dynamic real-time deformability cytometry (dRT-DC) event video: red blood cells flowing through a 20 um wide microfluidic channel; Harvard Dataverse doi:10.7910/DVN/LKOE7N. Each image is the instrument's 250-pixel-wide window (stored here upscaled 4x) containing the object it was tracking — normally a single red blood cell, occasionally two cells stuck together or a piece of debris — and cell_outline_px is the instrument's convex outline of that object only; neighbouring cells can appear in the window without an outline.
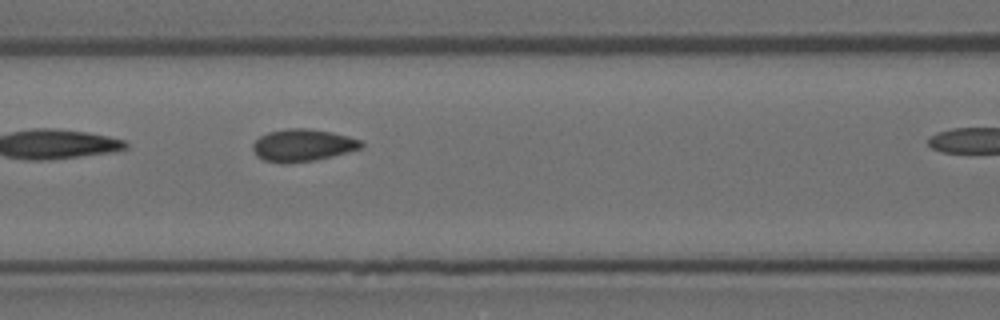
{"species": "Egyptian fruit bat (a non-hibernating species)", "species_latin": "Rousettus aegyptiacus", "temperature_condition": "room temperature", "stored_images_in_passage": 7, "camera_frame_rate_fps": 3000, "um_per_image_px": 0.085, "animal": {"sex": "female"}, "frame": {"image": 1, "passage_image": 6, "time_ms": 1.667, "image_size_px": [1000, 320], "cell_outline_px": [[364, 144], [360, 148], [332, 156], [316, 160], [284, 164], [264, 160], [256, 156], [252, 148], [252, 144], [260, 136], [268, 132], [284, 128], [308, 128], [332, 132], [348, 136], [360, 140]], "centroid_in_image_um": [25.69, 12.34], "position_along_channel_um": 140.9, "area_um2": 20.46}}